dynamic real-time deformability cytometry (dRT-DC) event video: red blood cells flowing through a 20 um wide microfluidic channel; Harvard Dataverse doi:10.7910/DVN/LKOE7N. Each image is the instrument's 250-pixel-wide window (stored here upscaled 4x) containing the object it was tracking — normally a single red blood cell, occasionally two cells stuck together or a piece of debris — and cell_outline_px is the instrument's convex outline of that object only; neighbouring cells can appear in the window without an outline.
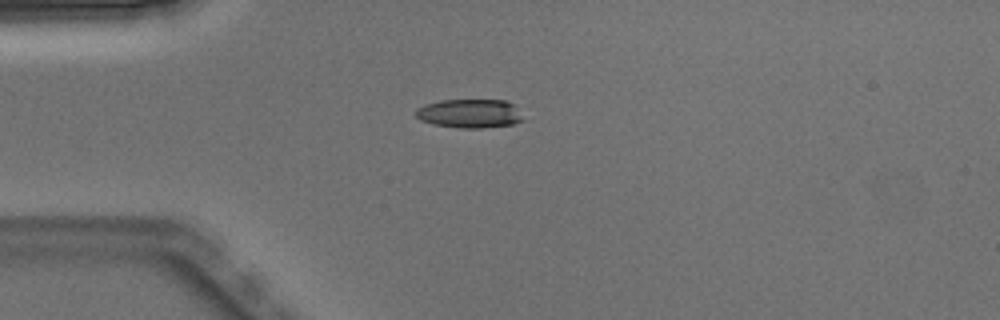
{"species": "Egyptian fruit bat (a non-hibernating species)", "species_latin": "Rousettus aegyptiacus", "temperature_condition": "warm", "stored_images_in_passage": 4, "camera_frame_rate_fps": 3000, "um_per_image_px": 0.085, "animal": {"sex": "male"}, "frame": {"image": 1, "passage_image": 3, "time_ms": 0.667, "image_size_px": [1000, 320], "cell_outline_px": [[524, 120], [512, 124], [480, 128], [460, 128], [432, 124], [420, 120], [416, 116], [416, 108], [424, 104], [440, 100], [504, 100], [516, 104]], "centroid_in_image_um": [39.92, 9.64], "position_along_channel_um": 45.1, "area_um2": 18.21}}